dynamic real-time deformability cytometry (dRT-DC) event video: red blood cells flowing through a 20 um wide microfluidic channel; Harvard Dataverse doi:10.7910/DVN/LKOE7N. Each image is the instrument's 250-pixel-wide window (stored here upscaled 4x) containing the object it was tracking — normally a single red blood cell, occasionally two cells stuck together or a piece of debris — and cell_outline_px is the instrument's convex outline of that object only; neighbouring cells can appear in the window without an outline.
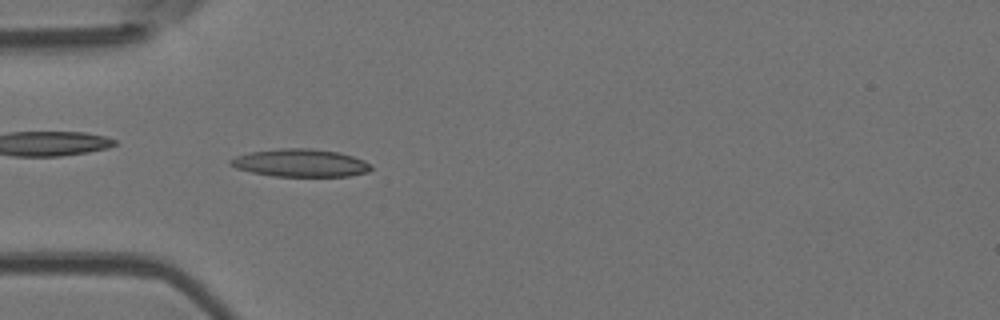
{"species": "Egyptian fruit bat (a non-hibernating species)", "species_latin": "Rousettus aegyptiacus", "temperature_condition": "room temperature", "stored_images_in_passage": 53, "camera_frame_rate_fps": 3000, "um_per_image_px": 0.085, "animal": {"sex": "female"}, "frame": {"image": 1, "passage_image": 16, "time_ms": 5.0, "image_size_px": [1000, 320], "cell_outline_px": [[372, 168], [364, 172], [344, 176], [280, 176], [256, 172], [240, 168], [232, 164], [232, 160], [240, 156], [256, 152], [336, 152], [360, 160], [368, 164]], "centroid_in_image_um": [25.62, 13.93], "position_along_channel_um": 59.4, "area_um2": 19.77}}
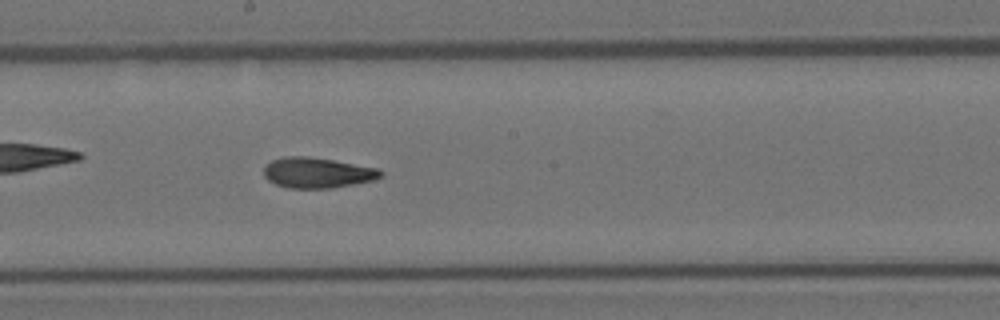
{"frame": {"image": 2, "passage_image": 29, "time_ms": 9.333, "image_size_px": [1000, 320], "cell_outline_px": [[380, 176], [368, 180], [348, 184], [320, 188], [296, 188], [280, 184], [272, 180], [264, 172], [264, 168], [272, 160], [332, 160], [372, 168], [380, 172]], "centroid_in_image_um": [26.98, 14.73], "position_along_channel_um": 221.2, "area_um2": 18.09}}
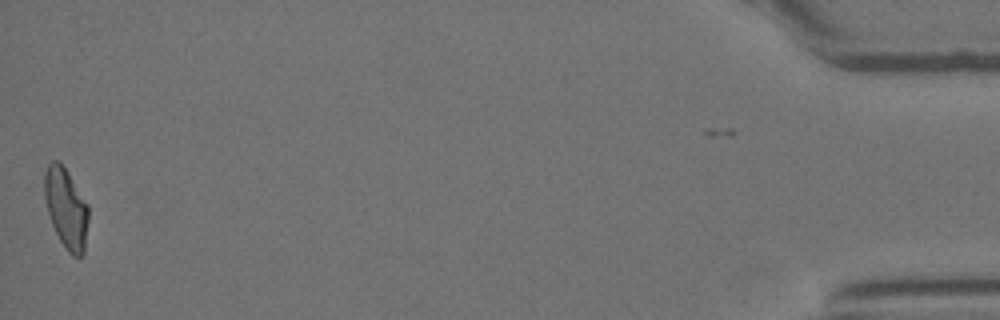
{"frame": {"image": 3, "passage_image": 53, "time_ms": 17.333, "image_size_px": [1000, 320], "cell_outline_px": [[88, 220], [84, 252], [80, 256], [76, 256], [60, 240], [52, 224], [48, 212], [44, 192], [44, 176], [48, 168], [56, 160], [64, 168], [88, 208]], "centroid_in_image_um": [5.61, 17.74], "position_along_channel_um": 429.6, "area_um2": 19.25}, "authors_computed_cell_mechanics": {"area_um2": 18.8428, "velocity_mm_per_s": 3.7962, "shape_relaxation_time_tau1_ms": null, "shape_relaxation_time_tau2_ms": 4.0499, "deformation_change_tau1": null, "deformation_change_tau2": 0.1311}}